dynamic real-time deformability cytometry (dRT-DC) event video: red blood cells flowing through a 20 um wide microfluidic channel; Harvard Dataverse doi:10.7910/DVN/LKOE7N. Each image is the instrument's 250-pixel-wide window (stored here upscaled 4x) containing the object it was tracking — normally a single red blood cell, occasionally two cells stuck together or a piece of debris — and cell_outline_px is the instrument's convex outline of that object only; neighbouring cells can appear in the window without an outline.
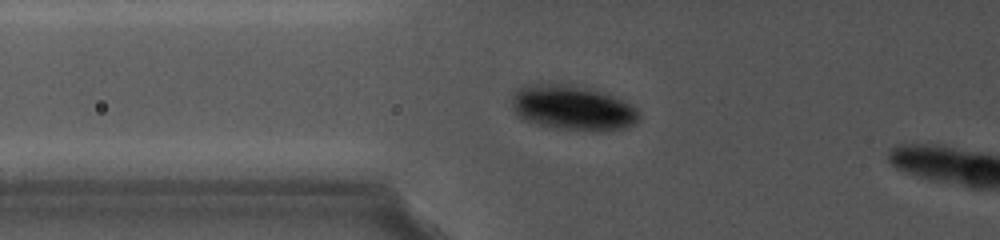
{"species": "common noctule bat (a hibernating species)", "species_latin": "Nyctalus noctula", "temperature_condition": "cold", "stored_images_in_passage": 46, "camera_frame_rate_fps": 5000, "um_per_image_px": 0.085, "animal": {"sex": "female", "body_mass_g": 19.0, "forearm_length_mm": 56.7}, "frame": {"image": 1, "passage_image": 40, "time_ms": 10.2, "image_size_px": [1000, 240], "cell_outline_px": [[640, 120], [636, 124], [624, 128], [608, 132], [588, 132], [552, 128], [524, 120], [516, 116], [512, 108], [512, 96], [516, 88], [524, 84], [564, 84], [588, 88], [616, 96], [632, 104], [640, 112]], "centroid_in_image_um": [48.7, 9.19], "position_along_channel_um": 77.1, "area_um2": 34.28}}